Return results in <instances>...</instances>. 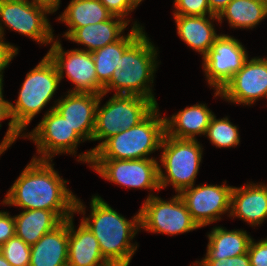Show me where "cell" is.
Masks as SVG:
<instances>
[{
	"instance_id": "obj_1",
	"label": "cell",
	"mask_w": 267,
	"mask_h": 266,
	"mask_svg": "<svg viewBox=\"0 0 267 266\" xmlns=\"http://www.w3.org/2000/svg\"><path fill=\"white\" fill-rule=\"evenodd\" d=\"M52 162L32 158L6 192L2 204L23 210L54 211L63 221L75 213L85 215V205L67 188L68 181L59 175Z\"/></svg>"
},
{
	"instance_id": "obj_2",
	"label": "cell",
	"mask_w": 267,
	"mask_h": 266,
	"mask_svg": "<svg viewBox=\"0 0 267 266\" xmlns=\"http://www.w3.org/2000/svg\"><path fill=\"white\" fill-rule=\"evenodd\" d=\"M90 215L81 219L98 240L101 254L111 266H129L138 248L131 243L140 231V212L131 220L114 210L101 196L93 195Z\"/></svg>"
},
{
	"instance_id": "obj_3",
	"label": "cell",
	"mask_w": 267,
	"mask_h": 266,
	"mask_svg": "<svg viewBox=\"0 0 267 266\" xmlns=\"http://www.w3.org/2000/svg\"><path fill=\"white\" fill-rule=\"evenodd\" d=\"M60 83L57 68L46 54L39 64L27 73L15 104L8 102L10 120L8 130L0 143V149L6 151L19 137H22L23 131L33 118L41 113L53 98Z\"/></svg>"
},
{
	"instance_id": "obj_4",
	"label": "cell",
	"mask_w": 267,
	"mask_h": 266,
	"mask_svg": "<svg viewBox=\"0 0 267 266\" xmlns=\"http://www.w3.org/2000/svg\"><path fill=\"white\" fill-rule=\"evenodd\" d=\"M158 49L144 31L122 54L120 68L113 72L104 94L115 90L114 95H136L151 99L157 106L153 94Z\"/></svg>"
},
{
	"instance_id": "obj_5",
	"label": "cell",
	"mask_w": 267,
	"mask_h": 266,
	"mask_svg": "<svg viewBox=\"0 0 267 266\" xmlns=\"http://www.w3.org/2000/svg\"><path fill=\"white\" fill-rule=\"evenodd\" d=\"M106 94H100L96 110L95 129L92 141H100L99 144L82 152L77 158L78 162L91 164L93 153L110 137L117 135L122 130L136 126L143 121L157 105L148 98L136 95H114L100 106L102 98Z\"/></svg>"
},
{
	"instance_id": "obj_6",
	"label": "cell",
	"mask_w": 267,
	"mask_h": 266,
	"mask_svg": "<svg viewBox=\"0 0 267 266\" xmlns=\"http://www.w3.org/2000/svg\"><path fill=\"white\" fill-rule=\"evenodd\" d=\"M157 106L143 121L108 138L92 159L135 160L150 158L160 149L165 134V119Z\"/></svg>"
},
{
	"instance_id": "obj_7",
	"label": "cell",
	"mask_w": 267,
	"mask_h": 266,
	"mask_svg": "<svg viewBox=\"0 0 267 266\" xmlns=\"http://www.w3.org/2000/svg\"><path fill=\"white\" fill-rule=\"evenodd\" d=\"M160 149V189L170 184L180 194L184 189L195 185L203 156V147L198 139H178L164 134Z\"/></svg>"
},
{
	"instance_id": "obj_8",
	"label": "cell",
	"mask_w": 267,
	"mask_h": 266,
	"mask_svg": "<svg viewBox=\"0 0 267 266\" xmlns=\"http://www.w3.org/2000/svg\"><path fill=\"white\" fill-rule=\"evenodd\" d=\"M140 212V229L169 236L187 233L200 227L193 220L180 194L164 200L149 193Z\"/></svg>"
},
{
	"instance_id": "obj_9",
	"label": "cell",
	"mask_w": 267,
	"mask_h": 266,
	"mask_svg": "<svg viewBox=\"0 0 267 266\" xmlns=\"http://www.w3.org/2000/svg\"><path fill=\"white\" fill-rule=\"evenodd\" d=\"M47 14L52 13L32 0H0V35L4 38L7 27L38 44H52L55 36Z\"/></svg>"
},
{
	"instance_id": "obj_10",
	"label": "cell",
	"mask_w": 267,
	"mask_h": 266,
	"mask_svg": "<svg viewBox=\"0 0 267 266\" xmlns=\"http://www.w3.org/2000/svg\"><path fill=\"white\" fill-rule=\"evenodd\" d=\"M54 108L47 110L37 127L22 135L36 145L39 156L34 155V159L52 161L63 153L76 156L78 144L85 142Z\"/></svg>"
},
{
	"instance_id": "obj_11",
	"label": "cell",
	"mask_w": 267,
	"mask_h": 266,
	"mask_svg": "<svg viewBox=\"0 0 267 266\" xmlns=\"http://www.w3.org/2000/svg\"><path fill=\"white\" fill-rule=\"evenodd\" d=\"M157 158L135 160L92 159L89 167L105 180L128 189L160 191Z\"/></svg>"
},
{
	"instance_id": "obj_12",
	"label": "cell",
	"mask_w": 267,
	"mask_h": 266,
	"mask_svg": "<svg viewBox=\"0 0 267 266\" xmlns=\"http://www.w3.org/2000/svg\"><path fill=\"white\" fill-rule=\"evenodd\" d=\"M247 59L248 52L238 39L221 34L202 60L208 85L221 91Z\"/></svg>"
},
{
	"instance_id": "obj_13",
	"label": "cell",
	"mask_w": 267,
	"mask_h": 266,
	"mask_svg": "<svg viewBox=\"0 0 267 266\" xmlns=\"http://www.w3.org/2000/svg\"><path fill=\"white\" fill-rule=\"evenodd\" d=\"M60 42L54 39L47 55L54 62L60 80L66 75L75 85L68 92L102 94L104 88L98 83L91 52L81 48L65 51Z\"/></svg>"
},
{
	"instance_id": "obj_14",
	"label": "cell",
	"mask_w": 267,
	"mask_h": 266,
	"mask_svg": "<svg viewBox=\"0 0 267 266\" xmlns=\"http://www.w3.org/2000/svg\"><path fill=\"white\" fill-rule=\"evenodd\" d=\"M199 184L184 189L180 196L185 202L190 215L202 228L221 220L223 214H230L232 186Z\"/></svg>"
},
{
	"instance_id": "obj_15",
	"label": "cell",
	"mask_w": 267,
	"mask_h": 266,
	"mask_svg": "<svg viewBox=\"0 0 267 266\" xmlns=\"http://www.w3.org/2000/svg\"><path fill=\"white\" fill-rule=\"evenodd\" d=\"M214 96L245 106L267 98V60L264 57L247 59L221 91L215 90Z\"/></svg>"
},
{
	"instance_id": "obj_16",
	"label": "cell",
	"mask_w": 267,
	"mask_h": 266,
	"mask_svg": "<svg viewBox=\"0 0 267 266\" xmlns=\"http://www.w3.org/2000/svg\"><path fill=\"white\" fill-rule=\"evenodd\" d=\"M99 94L67 92L55 102V110L84 141H92Z\"/></svg>"
},
{
	"instance_id": "obj_17",
	"label": "cell",
	"mask_w": 267,
	"mask_h": 266,
	"mask_svg": "<svg viewBox=\"0 0 267 266\" xmlns=\"http://www.w3.org/2000/svg\"><path fill=\"white\" fill-rule=\"evenodd\" d=\"M249 226H259L267 219V184L247 182L242 187H234L231 192L230 214Z\"/></svg>"
},
{
	"instance_id": "obj_18",
	"label": "cell",
	"mask_w": 267,
	"mask_h": 266,
	"mask_svg": "<svg viewBox=\"0 0 267 266\" xmlns=\"http://www.w3.org/2000/svg\"><path fill=\"white\" fill-rule=\"evenodd\" d=\"M73 222V216L68 218V266H111L91 230L82 222L76 229Z\"/></svg>"
},
{
	"instance_id": "obj_19",
	"label": "cell",
	"mask_w": 267,
	"mask_h": 266,
	"mask_svg": "<svg viewBox=\"0 0 267 266\" xmlns=\"http://www.w3.org/2000/svg\"><path fill=\"white\" fill-rule=\"evenodd\" d=\"M173 16L180 39L192 50H195L199 54L201 53L202 58L208 53L215 40L221 35L217 34L213 24L214 20L218 22L216 15Z\"/></svg>"
},
{
	"instance_id": "obj_20",
	"label": "cell",
	"mask_w": 267,
	"mask_h": 266,
	"mask_svg": "<svg viewBox=\"0 0 267 266\" xmlns=\"http://www.w3.org/2000/svg\"><path fill=\"white\" fill-rule=\"evenodd\" d=\"M68 219L31 245L29 266H68Z\"/></svg>"
},
{
	"instance_id": "obj_21",
	"label": "cell",
	"mask_w": 267,
	"mask_h": 266,
	"mask_svg": "<svg viewBox=\"0 0 267 266\" xmlns=\"http://www.w3.org/2000/svg\"><path fill=\"white\" fill-rule=\"evenodd\" d=\"M212 112L205 103L188 106L171 117H165V134L178 139H197L206 135Z\"/></svg>"
},
{
	"instance_id": "obj_22",
	"label": "cell",
	"mask_w": 267,
	"mask_h": 266,
	"mask_svg": "<svg viewBox=\"0 0 267 266\" xmlns=\"http://www.w3.org/2000/svg\"><path fill=\"white\" fill-rule=\"evenodd\" d=\"M129 22L119 16L77 28L67 40L84 45L82 50L93 52L120 40Z\"/></svg>"
},
{
	"instance_id": "obj_23",
	"label": "cell",
	"mask_w": 267,
	"mask_h": 266,
	"mask_svg": "<svg viewBox=\"0 0 267 266\" xmlns=\"http://www.w3.org/2000/svg\"><path fill=\"white\" fill-rule=\"evenodd\" d=\"M144 32V27L133 22L128 34L115 43L106 45L91 52L95 64L98 83L104 88L111 80L116 68H120L121 56L124 51Z\"/></svg>"
},
{
	"instance_id": "obj_24",
	"label": "cell",
	"mask_w": 267,
	"mask_h": 266,
	"mask_svg": "<svg viewBox=\"0 0 267 266\" xmlns=\"http://www.w3.org/2000/svg\"><path fill=\"white\" fill-rule=\"evenodd\" d=\"M208 244L202 260H220L243 255L248 252L252 237L245 230H227L222 226H214L207 234Z\"/></svg>"
},
{
	"instance_id": "obj_25",
	"label": "cell",
	"mask_w": 267,
	"mask_h": 266,
	"mask_svg": "<svg viewBox=\"0 0 267 266\" xmlns=\"http://www.w3.org/2000/svg\"><path fill=\"white\" fill-rule=\"evenodd\" d=\"M14 220L15 235L30 246L63 222L54 211L43 209L22 210Z\"/></svg>"
},
{
	"instance_id": "obj_26",
	"label": "cell",
	"mask_w": 267,
	"mask_h": 266,
	"mask_svg": "<svg viewBox=\"0 0 267 266\" xmlns=\"http://www.w3.org/2000/svg\"><path fill=\"white\" fill-rule=\"evenodd\" d=\"M112 16L100 0H70L58 21L69 27L63 34L67 39L77 28L106 21Z\"/></svg>"
},
{
	"instance_id": "obj_27",
	"label": "cell",
	"mask_w": 267,
	"mask_h": 266,
	"mask_svg": "<svg viewBox=\"0 0 267 266\" xmlns=\"http://www.w3.org/2000/svg\"><path fill=\"white\" fill-rule=\"evenodd\" d=\"M217 17L218 23L226 19L231 28L252 29L267 18V6L260 0H231Z\"/></svg>"
},
{
	"instance_id": "obj_28",
	"label": "cell",
	"mask_w": 267,
	"mask_h": 266,
	"mask_svg": "<svg viewBox=\"0 0 267 266\" xmlns=\"http://www.w3.org/2000/svg\"><path fill=\"white\" fill-rule=\"evenodd\" d=\"M238 129L239 127L232 124L227 116L217 119L214 114L210 120L205 137L217 148L237 147L240 143Z\"/></svg>"
},
{
	"instance_id": "obj_29",
	"label": "cell",
	"mask_w": 267,
	"mask_h": 266,
	"mask_svg": "<svg viewBox=\"0 0 267 266\" xmlns=\"http://www.w3.org/2000/svg\"><path fill=\"white\" fill-rule=\"evenodd\" d=\"M0 253L12 266L30 264L31 246L16 235L0 247Z\"/></svg>"
},
{
	"instance_id": "obj_30",
	"label": "cell",
	"mask_w": 267,
	"mask_h": 266,
	"mask_svg": "<svg viewBox=\"0 0 267 266\" xmlns=\"http://www.w3.org/2000/svg\"><path fill=\"white\" fill-rule=\"evenodd\" d=\"M173 15L205 16L213 15L208 0H174Z\"/></svg>"
},
{
	"instance_id": "obj_31",
	"label": "cell",
	"mask_w": 267,
	"mask_h": 266,
	"mask_svg": "<svg viewBox=\"0 0 267 266\" xmlns=\"http://www.w3.org/2000/svg\"><path fill=\"white\" fill-rule=\"evenodd\" d=\"M100 2L114 15L119 16L130 23V18L127 16L131 15L138 3L136 0H100Z\"/></svg>"
},
{
	"instance_id": "obj_32",
	"label": "cell",
	"mask_w": 267,
	"mask_h": 266,
	"mask_svg": "<svg viewBox=\"0 0 267 266\" xmlns=\"http://www.w3.org/2000/svg\"><path fill=\"white\" fill-rule=\"evenodd\" d=\"M247 253L251 266H267V238L257 242L252 237Z\"/></svg>"
},
{
	"instance_id": "obj_33",
	"label": "cell",
	"mask_w": 267,
	"mask_h": 266,
	"mask_svg": "<svg viewBox=\"0 0 267 266\" xmlns=\"http://www.w3.org/2000/svg\"><path fill=\"white\" fill-rule=\"evenodd\" d=\"M200 266H251L248 253L220 260L196 261Z\"/></svg>"
},
{
	"instance_id": "obj_34",
	"label": "cell",
	"mask_w": 267,
	"mask_h": 266,
	"mask_svg": "<svg viewBox=\"0 0 267 266\" xmlns=\"http://www.w3.org/2000/svg\"><path fill=\"white\" fill-rule=\"evenodd\" d=\"M15 236V220L7 211H0V247Z\"/></svg>"
},
{
	"instance_id": "obj_35",
	"label": "cell",
	"mask_w": 267,
	"mask_h": 266,
	"mask_svg": "<svg viewBox=\"0 0 267 266\" xmlns=\"http://www.w3.org/2000/svg\"><path fill=\"white\" fill-rule=\"evenodd\" d=\"M0 35V77H3L5 68L8 67L12 59L18 54L19 49L9 42H6Z\"/></svg>"
},
{
	"instance_id": "obj_36",
	"label": "cell",
	"mask_w": 267,
	"mask_h": 266,
	"mask_svg": "<svg viewBox=\"0 0 267 266\" xmlns=\"http://www.w3.org/2000/svg\"><path fill=\"white\" fill-rule=\"evenodd\" d=\"M230 1L231 0H208L211 13L218 16Z\"/></svg>"
},
{
	"instance_id": "obj_37",
	"label": "cell",
	"mask_w": 267,
	"mask_h": 266,
	"mask_svg": "<svg viewBox=\"0 0 267 266\" xmlns=\"http://www.w3.org/2000/svg\"><path fill=\"white\" fill-rule=\"evenodd\" d=\"M38 5L46 7L51 13H55L61 4V0H32Z\"/></svg>"
},
{
	"instance_id": "obj_38",
	"label": "cell",
	"mask_w": 267,
	"mask_h": 266,
	"mask_svg": "<svg viewBox=\"0 0 267 266\" xmlns=\"http://www.w3.org/2000/svg\"><path fill=\"white\" fill-rule=\"evenodd\" d=\"M8 103H0V127L2 126L1 121L9 119ZM1 129V128H0Z\"/></svg>"
},
{
	"instance_id": "obj_39",
	"label": "cell",
	"mask_w": 267,
	"mask_h": 266,
	"mask_svg": "<svg viewBox=\"0 0 267 266\" xmlns=\"http://www.w3.org/2000/svg\"><path fill=\"white\" fill-rule=\"evenodd\" d=\"M3 77H0V103H8V100H5L3 97Z\"/></svg>"
},
{
	"instance_id": "obj_40",
	"label": "cell",
	"mask_w": 267,
	"mask_h": 266,
	"mask_svg": "<svg viewBox=\"0 0 267 266\" xmlns=\"http://www.w3.org/2000/svg\"><path fill=\"white\" fill-rule=\"evenodd\" d=\"M0 266H12L0 253Z\"/></svg>"
},
{
	"instance_id": "obj_41",
	"label": "cell",
	"mask_w": 267,
	"mask_h": 266,
	"mask_svg": "<svg viewBox=\"0 0 267 266\" xmlns=\"http://www.w3.org/2000/svg\"><path fill=\"white\" fill-rule=\"evenodd\" d=\"M260 1L267 6V0H260Z\"/></svg>"
},
{
	"instance_id": "obj_42",
	"label": "cell",
	"mask_w": 267,
	"mask_h": 266,
	"mask_svg": "<svg viewBox=\"0 0 267 266\" xmlns=\"http://www.w3.org/2000/svg\"><path fill=\"white\" fill-rule=\"evenodd\" d=\"M3 153H5V150L0 149V156H1Z\"/></svg>"
},
{
	"instance_id": "obj_43",
	"label": "cell",
	"mask_w": 267,
	"mask_h": 266,
	"mask_svg": "<svg viewBox=\"0 0 267 266\" xmlns=\"http://www.w3.org/2000/svg\"><path fill=\"white\" fill-rule=\"evenodd\" d=\"M192 266H200L196 261Z\"/></svg>"
},
{
	"instance_id": "obj_44",
	"label": "cell",
	"mask_w": 267,
	"mask_h": 266,
	"mask_svg": "<svg viewBox=\"0 0 267 266\" xmlns=\"http://www.w3.org/2000/svg\"><path fill=\"white\" fill-rule=\"evenodd\" d=\"M143 0H136V2L140 5V3L142 2Z\"/></svg>"
}]
</instances>
